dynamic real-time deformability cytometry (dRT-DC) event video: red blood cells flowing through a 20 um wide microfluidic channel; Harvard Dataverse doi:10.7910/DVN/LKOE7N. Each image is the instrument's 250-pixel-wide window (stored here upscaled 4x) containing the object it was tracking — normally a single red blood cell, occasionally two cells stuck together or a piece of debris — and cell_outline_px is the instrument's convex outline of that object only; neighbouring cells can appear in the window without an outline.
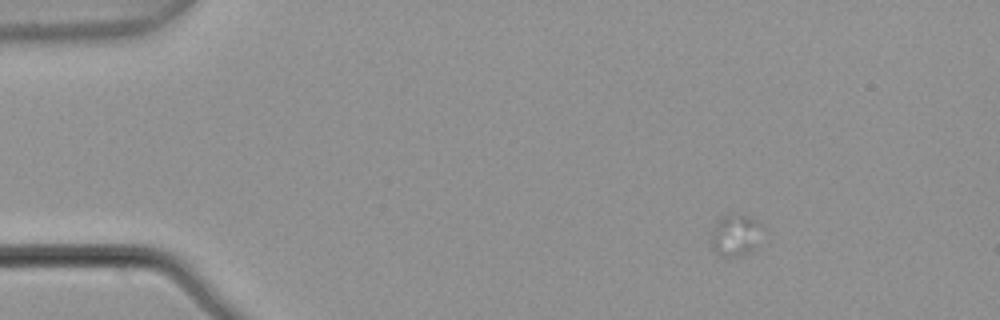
{"species": "common noctule bat (a hibernating species)", "species_latin": "Nyctalus noctula", "temperature_condition": "warm", "stored_images_in_passage": 5, "camera_frame_rate_fps": 3000, "um_per_image_px": 0.085, "animal": {"sex": "male", "body_mass_g": 21.5, "forearm_length_mm": 52.0}, "frame": {"image": 1, "passage_image": 2, "time_ms": 0.333, "image_size_px": [1000, 320], "cell_outline_px": [[764, 228], [756, 244], [744, 256], [720, 256], [712, 248], [712, 236], [716, 224], [720, 216], [748, 216], [764, 224]], "centroid_in_image_um": [62.55, 20.0], "position_along_channel_um": 22.4, "area_um2": 12.14}}